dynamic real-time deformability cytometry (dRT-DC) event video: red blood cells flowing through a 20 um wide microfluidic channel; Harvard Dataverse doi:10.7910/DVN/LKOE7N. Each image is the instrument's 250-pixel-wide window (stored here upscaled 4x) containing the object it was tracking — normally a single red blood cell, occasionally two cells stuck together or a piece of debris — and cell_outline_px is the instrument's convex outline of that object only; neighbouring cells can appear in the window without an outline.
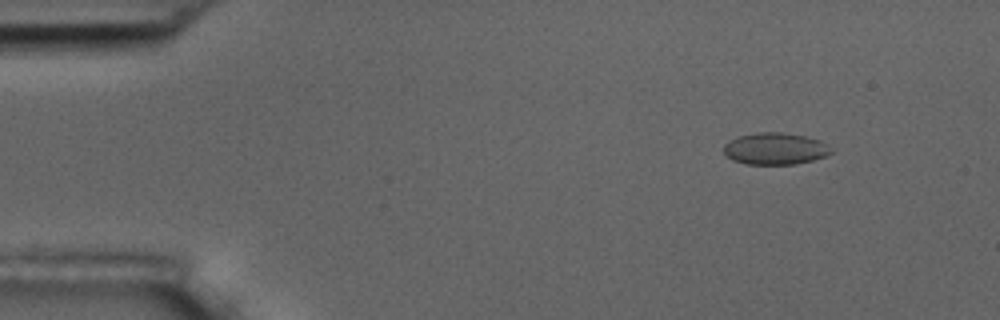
{"species": "common noctule bat (a hibernating species)", "species_latin": "Nyctalus noctula", "temperature_condition": "room temperature", "stored_images_in_passage": 7, "camera_frame_rate_fps": 3000, "um_per_image_px": 0.085, "animal": {"sex": "male", "body_mass_g": 17.5, "forearm_length_mm": 52.3}, "frame": {"image": 1, "passage_image": 2, "time_ms": 1.0, "image_size_px": [1000, 320], "cell_outline_px": [[832, 152], [828, 156], [796, 164], [748, 164], [732, 160], [724, 152], [724, 144], [728, 140], [740, 136], [756, 132], [780, 132], [804, 136], [820, 140]], "centroid_in_image_um": [65.86, 12.64], "position_along_channel_um": 19.1, "area_um2": 19.77}}
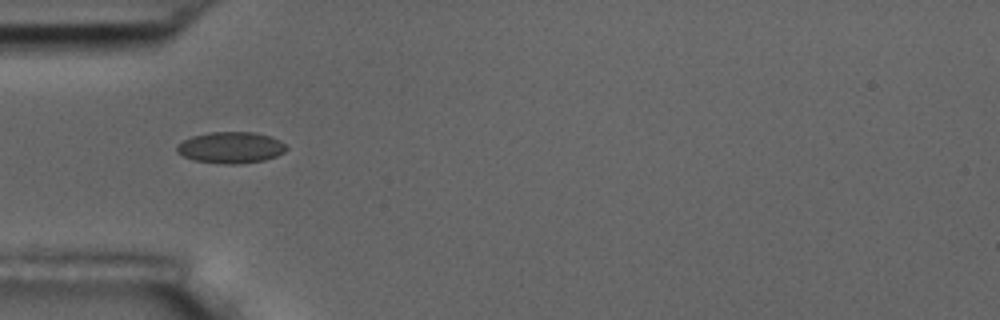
{"frame": {"image": 2, "passage_image": 5, "time_ms": 4.667, "image_size_px": [1000, 320], "cell_outline_px": [[288, 148], [284, 152], [276, 156], [264, 160], [236, 164], [224, 164], [192, 160], [176, 152], [176, 144], [192, 136], [208, 132], [252, 132], [268, 136], [280, 140]], "centroid_in_image_um": [19.58, 12.54], "position_along_channel_um": 65.4, "area_um2": 20.0}}